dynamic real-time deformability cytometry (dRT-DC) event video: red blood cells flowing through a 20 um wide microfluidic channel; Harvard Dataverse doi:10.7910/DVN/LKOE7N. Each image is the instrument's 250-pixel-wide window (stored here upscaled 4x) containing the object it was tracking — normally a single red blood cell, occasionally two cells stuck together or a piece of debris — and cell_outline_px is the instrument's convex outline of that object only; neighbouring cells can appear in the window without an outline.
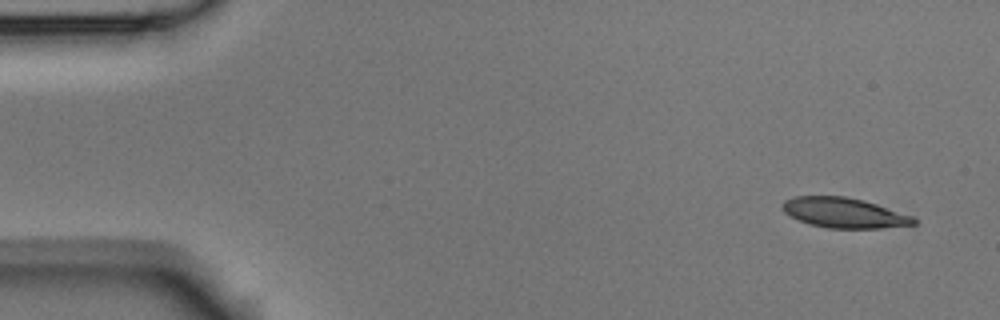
{"species": "Egyptian fruit bat (a non-hibernating species)", "species_latin": "Rousettus aegyptiacus", "temperature_condition": "room temperature", "stored_images_in_passage": 8, "camera_frame_rate_fps": 3000, "um_per_image_px": 0.085, "animal": {"sex": "male"}, "frame": {"image": 1, "passage_image": 1, "time_ms": 0.0, "image_size_px": [1000, 320], "cell_outline_px": [[916, 224], [880, 228], [828, 228], [808, 224], [784, 212], [784, 200], [796, 196], [844, 196], [864, 200], [912, 216], [916, 220]], "centroid_in_image_um": [71.75, 18.09], "position_along_channel_um": 13.2, "area_um2": 22.72}}
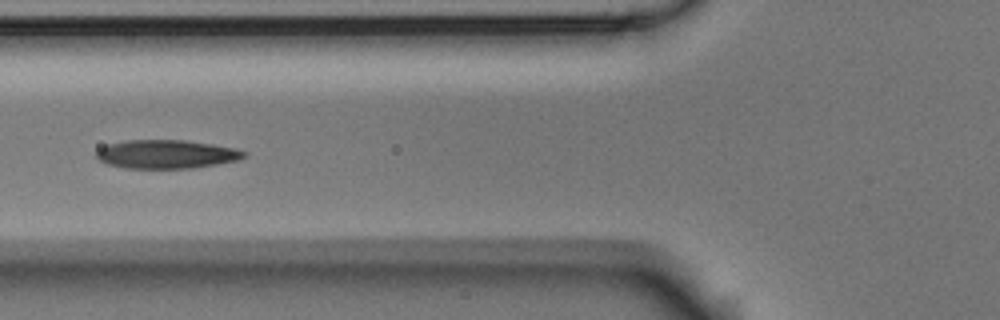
{"frame": {"image": 2, "passage_image": 5, "time_ms": 1.333, "image_size_px": [1000, 320], "cell_outline_px": [[248, 156], [236, 160], [216, 164], [192, 168], [124, 168], [108, 164], [100, 160], [96, 156], [96, 152], [100, 148], [108, 144], [128, 140], [184, 140], [212, 144], [232, 148], [248, 152]], "centroid_in_image_um": [14.14, 13.1], "position_along_channel_um": 111.7, "area_um2": 24.45}}
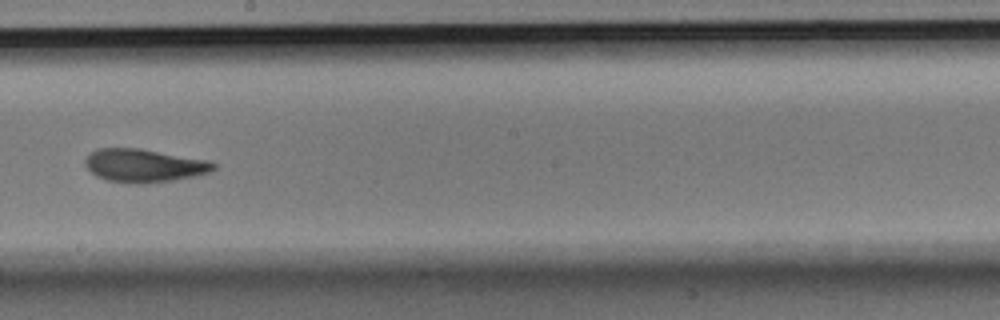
{"frame": {"image": 3, "passage_image": 8, "time_ms": 2.333, "image_size_px": [1000, 320], "cell_outline_px": [[216, 168], [208, 172], [192, 176], [172, 180], [144, 184], [128, 184], [108, 180], [96, 176], [84, 164], [84, 160], [96, 148], [140, 148], [212, 160], [216, 164]], "centroid_in_image_um": [12.26, 14.06], "position_along_channel_um": 235.9, "area_um2": 25.03}}